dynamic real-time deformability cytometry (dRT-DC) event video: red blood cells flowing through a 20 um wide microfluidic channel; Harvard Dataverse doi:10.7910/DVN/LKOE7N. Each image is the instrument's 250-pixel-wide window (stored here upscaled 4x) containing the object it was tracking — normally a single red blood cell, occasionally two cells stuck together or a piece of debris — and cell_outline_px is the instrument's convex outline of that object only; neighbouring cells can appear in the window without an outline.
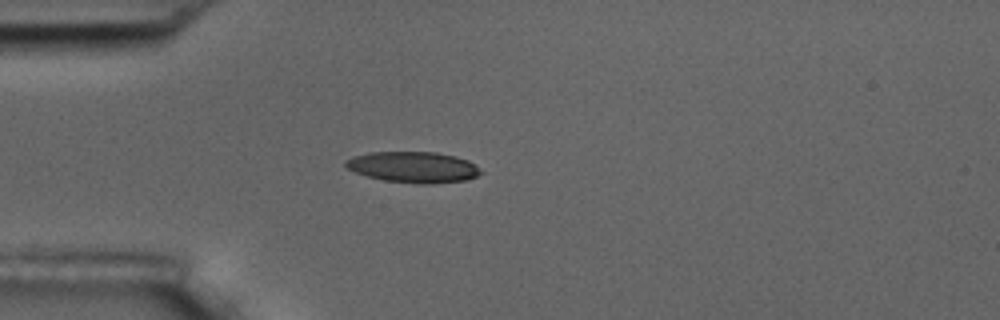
{"species": "common noctule bat (a hibernating species)", "species_latin": "Nyctalus noctula", "temperature_condition": "room temperature", "stored_images_in_passage": 2, "camera_frame_rate_fps": 3000, "um_per_image_px": 0.085, "animal": {"sex": "male", "body_mass_g": 17.5, "forearm_length_mm": 52.3}, "frame": {"image": 1, "passage_image": 1, "time_ms": 0.0, "image_size_px": [1000, 320], "cell_outline_px": [[484, 172], [468, 180], [432, 184], [420, 184], [384, 180], [368, 176], [356, 172], [348, 168], [344, 164], [344, 160], [352, 156], [368, 152], [436, 152], [456, 156], [468, 160], [476, 164]], "centroid_in_image_um": [35.16, 14.2], "position_along_channel_um": 49.8, "area_um2": 24.62}}